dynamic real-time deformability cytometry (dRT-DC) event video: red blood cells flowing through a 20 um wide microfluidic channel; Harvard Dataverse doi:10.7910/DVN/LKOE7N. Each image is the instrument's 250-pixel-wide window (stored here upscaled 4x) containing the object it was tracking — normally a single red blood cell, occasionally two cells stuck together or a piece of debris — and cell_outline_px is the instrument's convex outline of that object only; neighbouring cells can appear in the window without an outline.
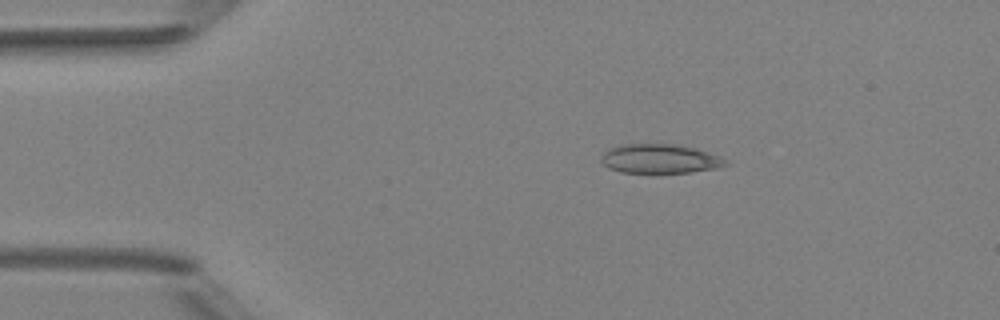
{"species": "Egyptian fruit bat (a non-hibernating species)", "species_latin": "Rousettus aegyptiacus", "temperature_condition": "room temperature", "stored_images_in_passage": 3, "camera_frame_rate_fps": 3000, "um_per_image_px": 0.085, "animal": {"sex": "female"}, "frame": {"image": 1, "passage_image": 1, "time_ms": 0.0, "image_size_px": [1000, 320], "cell_outline_px": [[728, 164], [720, 168], [688, 172], [624, 172], [608, 168], [600, 160], [600, 156], [604, 152], [620, 144], [672, 144], [696, 148], [720, 156]], "centroid_in_image_um": [56.09, 13.49], "position_along_channel_um": 28.9, "area_um2": 20.98}}